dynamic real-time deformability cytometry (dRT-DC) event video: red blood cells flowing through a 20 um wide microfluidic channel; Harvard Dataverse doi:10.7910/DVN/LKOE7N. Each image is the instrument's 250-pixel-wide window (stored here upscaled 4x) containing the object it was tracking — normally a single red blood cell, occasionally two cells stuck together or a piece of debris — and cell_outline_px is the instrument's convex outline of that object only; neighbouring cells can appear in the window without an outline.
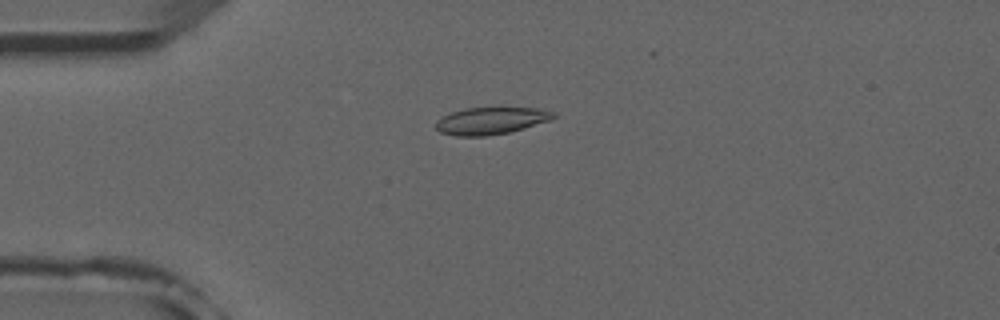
{"species": "common noctule bat (a hibernating species)", "species_latin": "Nyctalus noctula", "temperature_condition": "room temperature", "stored_images_in_passage": 7, "camera_frame_rate_fps": 3000, "um_per_image_px": 0.085, "animal": {"sex": "male", "forearm_length_mm": 52.5}, "frame": {"image": 1, "passage_image": 4, "time_ms": 3.333, "image_size_px": [1000, 320], "cell_outline_px": [[556, 116], [552, 120], [524, 128], [508, 132], [484, 136], [456, 136], [440, 132], [436, 128], [436, 120], [452, 112], [464, 108], [540, 108], [556, 112]], "centroid_in_image_um": [41.76, 10.26], "position_along_channel_um": 43.2, "area_um2": 18.55}}
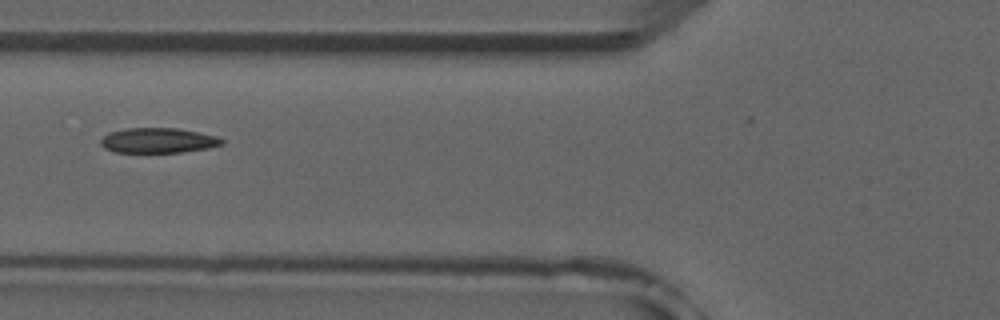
{"frame": {"image": 2, "passage_image": 6, "time_ms": 5.667, "image_size_px": [1000, 320], "cell_outline_px": [[224, 144], [208, 148], [180, 152], [112, 152], [104, 148], [100, 144], [100, 140], [108, 132], [128, 128], [176, 128], [216, 136], [224, 140]], "centroid_in_image_um": [13.4, 11.94], "position_along_channel_um": 112.4, "area_um2": 17.63}}
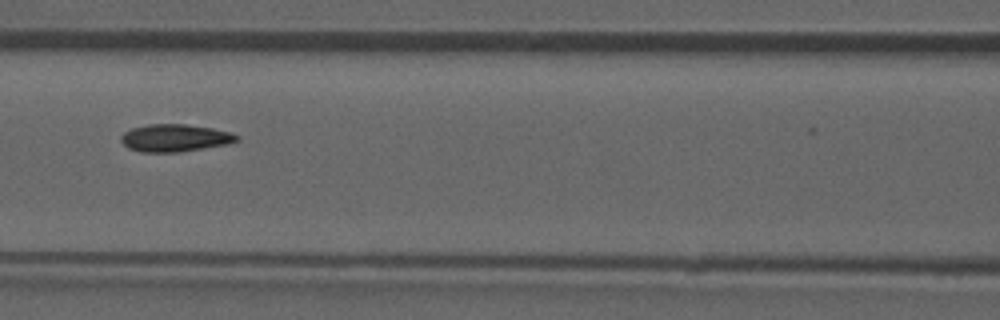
{"frame": {"image": 3, "passage_image": 7, "time_ms": 6.667, "image_size_px": [1000, 320], "cell_outline_px": [[240, 140], [228, 144], [180, 152], [140, 152], [128, 148], [120, 140], [120, 136], [124, 132], [132, 128], [148, 124], [184, 124], [212, 128], [232, 132], [240, 136]], "centroid_in_image_um": [14.88, 11.72], "position_along_channel_um": 151.7, "area_um2": 18.67}}